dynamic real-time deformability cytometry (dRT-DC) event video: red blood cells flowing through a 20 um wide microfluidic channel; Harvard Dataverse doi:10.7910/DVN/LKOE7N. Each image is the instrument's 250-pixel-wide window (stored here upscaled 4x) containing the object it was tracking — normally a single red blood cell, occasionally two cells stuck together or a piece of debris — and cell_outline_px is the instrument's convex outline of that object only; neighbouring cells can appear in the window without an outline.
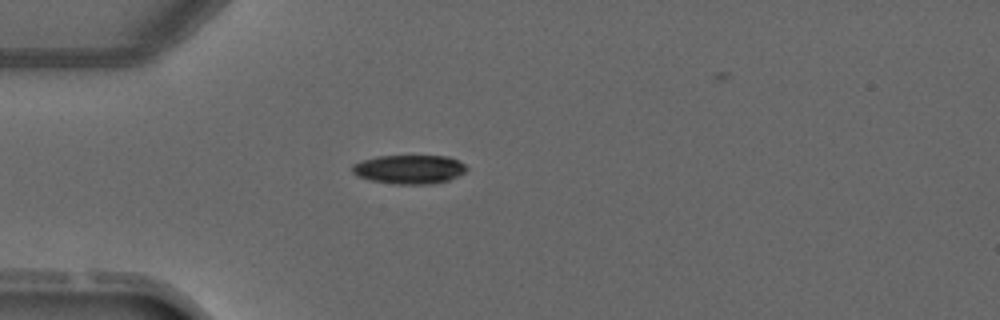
{"species": "common noctule bat (a hibernating species)", "species_latin": "Nyctalus noctula", "temperature_condition": "warm", "stored_images_in_passage": 1, "camera_frame_rate_fps": 3000, "um_per_image_px": 0.085, "animal": {"sex": "male", "forearm_length_mm": 52.5}, "frame": {"image": 1, "passage_image": 1, "time_ms": 0.0, "image_size_px": [1000, 320], "cell_outline_px": [[468, 168], [464, 172], [448, 180], [432, 184], [396, 184], [368, 180], [356, 176], [352, 172], [352, 164], [376, 156], [448, 156], [464, 164]], "centroid_in_image_um": [34.75, 14.4], "position_along_channel_um": 50.3, "area_um2": 19.25}}